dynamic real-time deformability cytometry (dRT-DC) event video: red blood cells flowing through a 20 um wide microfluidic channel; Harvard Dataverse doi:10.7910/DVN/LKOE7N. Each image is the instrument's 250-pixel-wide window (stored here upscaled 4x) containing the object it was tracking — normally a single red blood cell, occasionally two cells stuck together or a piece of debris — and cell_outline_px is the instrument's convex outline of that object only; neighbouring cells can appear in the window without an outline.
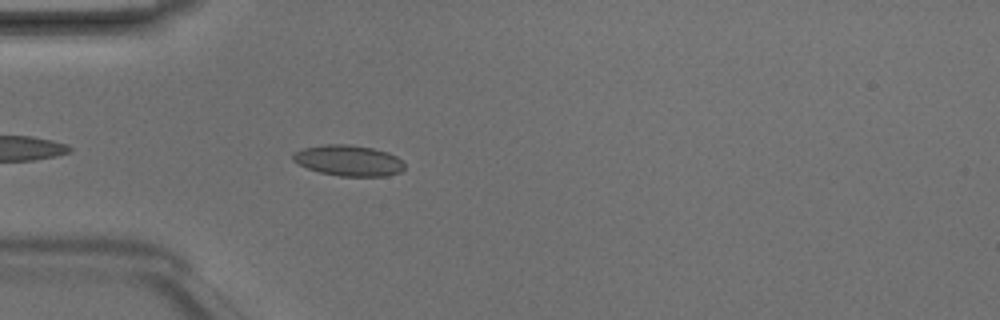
{"species": "Egyptian fruit bat (a non-hibernating species)", "species_latin": "Rousettus aegyptiacus", "temperature_condition": "room temperature", "stored_images_in_passage": 4, "camera_frame_rate_fps": 3000, "um_per_image_px": 0.085, "animal": {"sex": "male"}, "frame": {"image": 1, "passage_image": 4, "time_ms": 1.0, "image_size_px": [1000, 320], "cell_outline_px": [[404, 168], [400, 172], [388, 176], [340, 176], [320, 172], [308, 168], [292, 160], [292, 152], [304, 148], [324, 144], [348, 144], [372, 148], [388, 152], [396, 156], [404, 164]], "centroid_in_image_um": [29.62, 13.64], "position_along_channel_um": 55.4, "area_um2": 20.0}}